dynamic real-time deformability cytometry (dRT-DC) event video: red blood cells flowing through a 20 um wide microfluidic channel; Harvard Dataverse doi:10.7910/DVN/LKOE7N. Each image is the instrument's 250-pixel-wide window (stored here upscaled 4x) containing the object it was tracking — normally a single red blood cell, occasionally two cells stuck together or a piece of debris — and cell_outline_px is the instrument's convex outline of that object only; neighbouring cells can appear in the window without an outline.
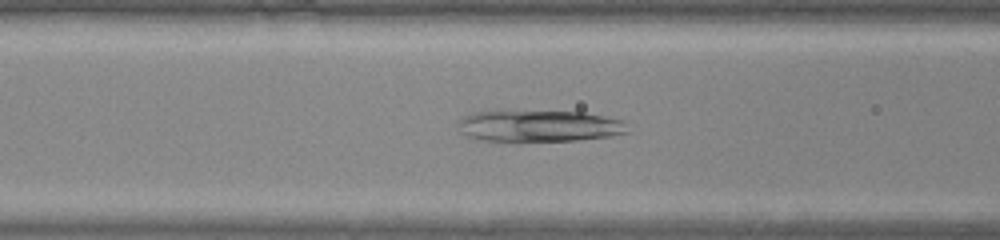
{"species": "common noctule bat (a hibernating species)", "species_latin": "Nyctalus noctula", "temperature_condition": "warm", "stored_images_in_passage": 40, "camera_frame_rate_fps": 3000, "um_per_image_px": 0.085, "animal": {"sex": "male", "body_mass_g": 20.0, "forearm_length_mm": 53.3}, "frame": {"image": 1, "passage_image": 12, "time_ms": 3.667, "image_size_px": [1000, 240], "cell_outline_px": [[628, 132], [608, 136], [576, 140], [476, 140], [460, 132], [456, 124], [464, 116], [472, 112], [584, 112], [624, 120]], "centroid_in_image_um": [45.81, 10.71], "position_along_channel_um": 120.8, "area_um2": 30.52}}
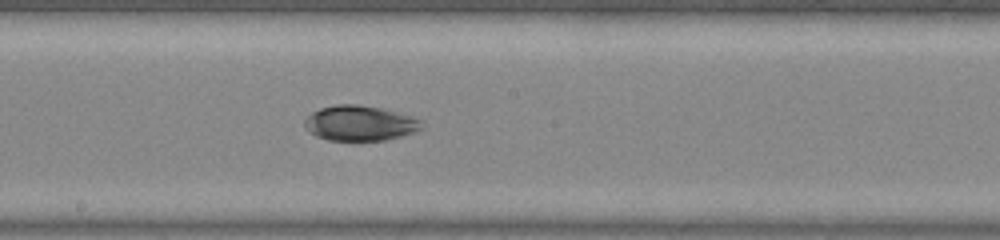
{"frame": {"image": 2, "passage_image": 19, "time_ms": 6.0, "image_size_px": [1000, 240], "cell_outline_px": [[424, 128], [416, 132], [388, 140], [328, 140], [316, 136], [308, 132], [304, 124], [304, 120], [312, 112], [320, 108], [336, 104], [356, 104], [380, 108], [412, 116], [424, 120]], "centroid_in_image_um": [30.63, 10.47], "position_along_channel_um": 217.6, "area_um2": 24.28}}
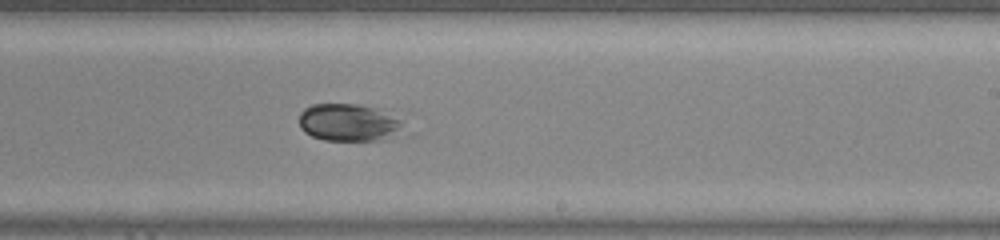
{"frame": {"image": 3, "passage_image": 22, "time_ms": 7.0, "image_size_px": [1000, 240], "cell_outline_px": [[408, 112], [404, 128], [384, 140], [324, 140], [312, 136], [304, 132], [300, 128], [300, 112], [304, 108], [312, 104], [360, 104]], "centroid_in_image_um": [29.85, 10.36], "position_along_channel_um": 259.1, "area_um2": 24.16}}